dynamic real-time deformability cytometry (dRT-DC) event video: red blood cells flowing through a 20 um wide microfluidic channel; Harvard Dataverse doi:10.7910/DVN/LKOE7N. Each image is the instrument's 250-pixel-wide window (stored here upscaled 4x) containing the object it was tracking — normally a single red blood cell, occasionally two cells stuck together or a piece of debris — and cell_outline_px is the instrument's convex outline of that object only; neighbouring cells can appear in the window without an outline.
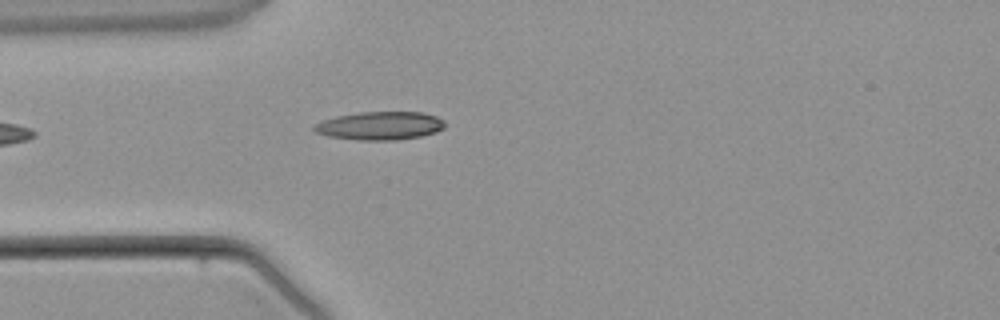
{"species": "common noctule bat (a hibernating species)", "species_latin": "Nyctalus noctula", "temperature_condition": "warm", "stored_images_in_passage": 4, "camera_frame_rate_fps": 3000, "um_per_image_px": 0.085, "animal": {"sex": "male", "body_mass_g": 21.5, "forearm_length_mm": 52.0}, "frame": {"image": 1, "passage_image": 4, "time_ms": 3.667, "image_size_px": [1000, 320], "cell_outline_px": [[444, 128], [436, 132], [420, 136], [396, 140], [360, 140], [328, 136], [316, 132], [312, 128], [316, 124], [324, 120], [336, 116], [360, 112], [420, 112], [436, 116], [444, 120]], "centroid_in_image_um": [32.31, 10.68], "position_along_channel_um": 52.7, "area_um2": 21.39}}